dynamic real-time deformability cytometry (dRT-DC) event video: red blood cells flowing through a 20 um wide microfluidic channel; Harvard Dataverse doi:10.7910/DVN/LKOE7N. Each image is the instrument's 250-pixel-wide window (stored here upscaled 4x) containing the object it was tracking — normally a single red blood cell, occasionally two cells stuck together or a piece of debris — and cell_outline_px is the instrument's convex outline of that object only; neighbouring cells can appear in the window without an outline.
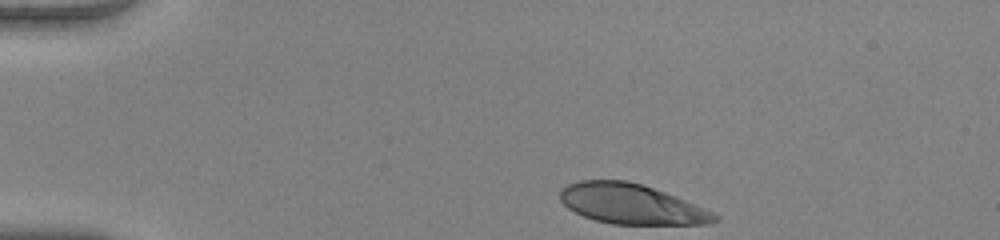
{"species": "human", "species_latin": "Homo sapiens", "temperature_condition": "warm", "stored_images_in_passage": 35, "camera_frame_rate_fps": 3000, "um_per_image_px": 0.085, "donor": {"sex": "female"}, "frame": {"image": 1, "passage_image": 1, "time_ms": 0.0, "image_size_px": [1000, 240], "cell_outline_px": [[720, 220], [708, 224], [612, 224], [596, 220], [584, 216], [568, 208], [560, 200], [560, 192], [568, 184], [580, 180], [628, 180], [676, 196], [704, 208], [720, 216]], "centroid_in_image_um": [53.68, 17.35], "position_along_channel_um": 31.3, "area_um2": 35.84}}
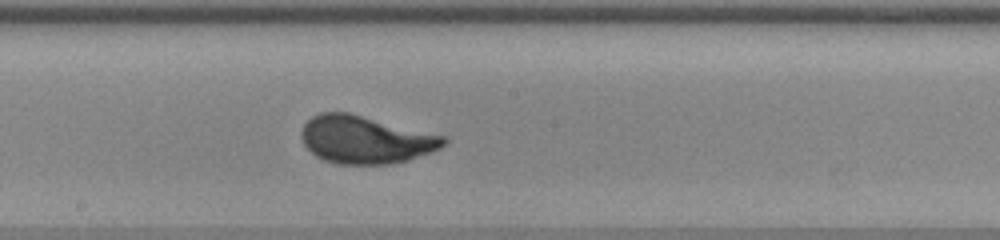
{"frame": {"image": 2, "passage_image": 20, "time_ms": 6.333, "image_size_px": [1000, 240], "cell_outline_px": [[448, 140], [440, 148], [408, 160], [392, 164], [340, 164], [324, 160], [316, 156], [304, 144], [300, 136], [300, 128], [312, 116], [320, 112], [348, 112], [448, 136]], "centroid_in_image_um": [31.07, 11.86], "position_along_channel_um": 217.1, "area_um2": 39.77}}
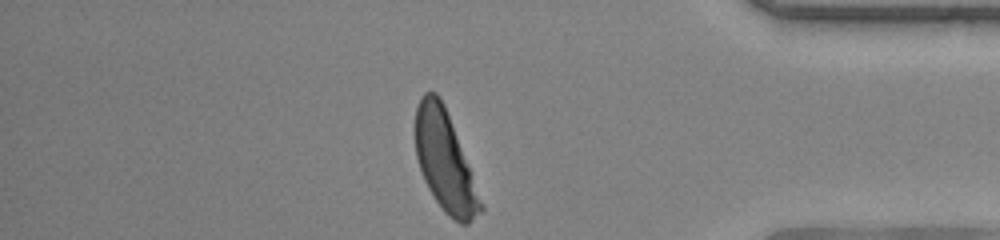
{"frame": {"image": 3, "passage_image": 35, "time_ms": 11.333, "image_size_px": [1000, 240], "cell_outline_px": [[484, 208], [468, 224], [460, 224], [448, 216], [444, 212], [428, 188], [424, 180], [416, 156], [416, 108], [424, 92], [436, 92], [440, 96], [444, 104]], "centroid_in_image_um": [37.79, 13.72], "position_along_channel_um": 397.4, "area_um2": 36.88}, "authors_computed_cell_mechanics": {"area_um2": 38.0902, "velocity_mm_per_s": 4.0755, "shape_relaxation_time_tau1_ms": 2.8411, "shape_relaxation_time_tau2_ms": null, "deformation_change_tau1": 0.2053, "deformation_change_tau2": null}}